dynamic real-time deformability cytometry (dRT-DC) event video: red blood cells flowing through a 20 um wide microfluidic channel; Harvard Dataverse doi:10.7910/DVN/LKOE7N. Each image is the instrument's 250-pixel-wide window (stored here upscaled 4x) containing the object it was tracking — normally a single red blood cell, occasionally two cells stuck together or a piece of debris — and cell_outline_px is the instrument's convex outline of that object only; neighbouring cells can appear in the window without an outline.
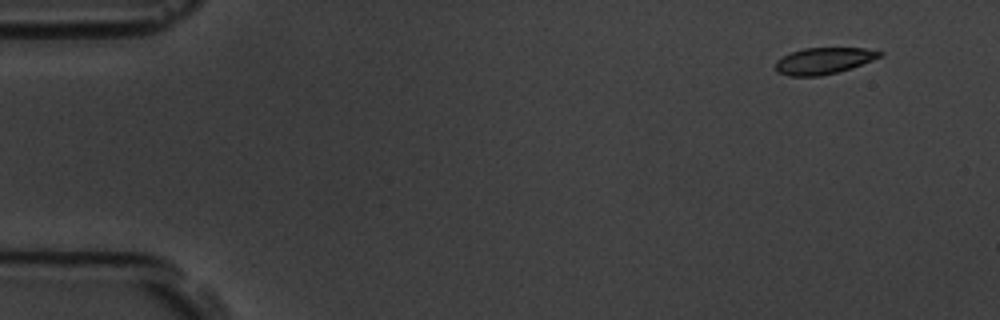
{"species": "common noctule bat (a hibernating species)", "species_latin": "Nyctalus noctula", "temperature_condition": "room temperature", "stored_images_in_passage": 5, "segment_of_instrument_passage": [2, 2], "camera_frame_rate_fps": 3000, "um_per_image_px": 0.085, "animal": {"sex": "male", "body_mass_g": 19.5, "forearm_length_mm": 54.6}, "frame": {"image": 1, "passage_image": 5, "time_ms": 5.0, "image_size_px": [1000, 320], "cell_outline_px": [[884, 52], [880, 56], [872, 60], [852, 68], [820, 76], [788, 76], [776, 72], [776, 60], [792, 52], [804, 48], [864, 48]], "centroid_in_image_um": [69.99, 5.17], "position_along_channel_um": 15.0, "area_um2": 15.95}}